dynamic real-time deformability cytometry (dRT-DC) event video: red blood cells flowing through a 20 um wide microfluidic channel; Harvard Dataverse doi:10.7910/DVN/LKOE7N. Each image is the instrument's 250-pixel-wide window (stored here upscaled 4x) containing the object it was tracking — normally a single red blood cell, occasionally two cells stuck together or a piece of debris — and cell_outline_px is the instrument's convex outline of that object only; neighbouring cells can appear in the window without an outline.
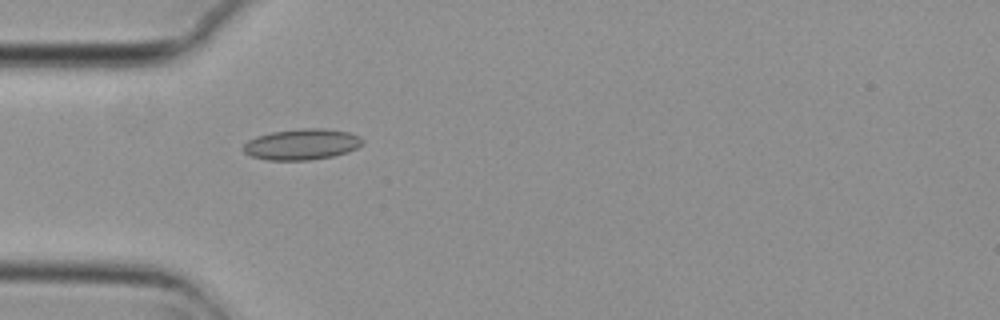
{"species": "common noctule bat (a hibernating species)", "species_latin": "Nyctalus noctula", "temperature_condition": "cold", "stored_images_in_passage": 1, "camera_frame_rate_fps": 3000, "um_per_image_px": 0.085, "animal": {"sex": "female", "body_mass_g": 29.2, "forearm_length_mm": 56.3}, "frame": {"image": 1, "passage_image": 1, "time_ms": 0.0, "image_size_px": [1000, 320], "cell_outline_px": [[364, 144], [348, 152], [332, 156], [308, 160], [268, 160], [252, 156], [244, 152], [244, 144], [248, 140], [256, 136], [272, 132], [300, 128], [324, 128], [348, 132], [360, 136], [364, 140]], "centroid_in_image_um": [25.68, 12.26], "position_along_channel_um": 59.3, "area_um2": 21.5}}